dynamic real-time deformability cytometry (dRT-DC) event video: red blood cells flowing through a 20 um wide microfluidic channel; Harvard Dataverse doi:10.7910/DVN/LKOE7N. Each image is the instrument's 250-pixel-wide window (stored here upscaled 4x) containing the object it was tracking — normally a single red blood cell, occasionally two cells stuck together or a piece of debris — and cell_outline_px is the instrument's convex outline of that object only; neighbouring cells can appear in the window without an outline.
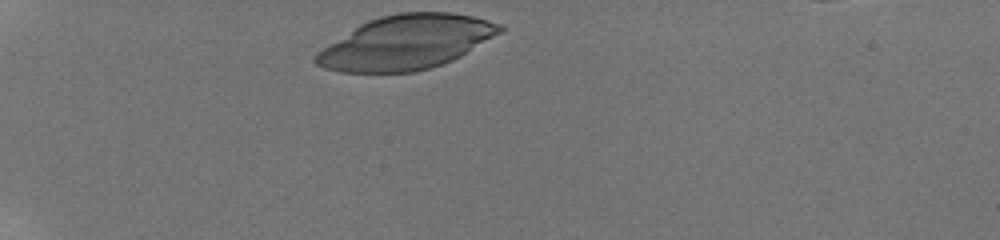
{"species": "human", "species_latin": "Homo sapiens", "temperature_condition": "room temperature", "stored_images_in_passage": 7, "camera_frame_rate_fps": 3000, "um_per_image_px": 0.085, "donor": {"sex": "male"}, "frame": {"image": 1, "passage_image": 1, "time_ms": 0.0, "image_size_px": [1000, 240], "cell_outline_px": [[504, 28], [500, 32], [460, 56], [452, 60], [416, 72], [340, 72], [324, 68], [316, 64], [312, 60], [312, 56], [316, 52], [360, 24], [368, 20], [380, 16], [400, 12], [452, 12], [472, 16], [488, 20], [500, 24]], "centroid_in_image_um": [34.48, 3.6], "position_along_channel_um": 50.5, "area_um2": 57.57}}